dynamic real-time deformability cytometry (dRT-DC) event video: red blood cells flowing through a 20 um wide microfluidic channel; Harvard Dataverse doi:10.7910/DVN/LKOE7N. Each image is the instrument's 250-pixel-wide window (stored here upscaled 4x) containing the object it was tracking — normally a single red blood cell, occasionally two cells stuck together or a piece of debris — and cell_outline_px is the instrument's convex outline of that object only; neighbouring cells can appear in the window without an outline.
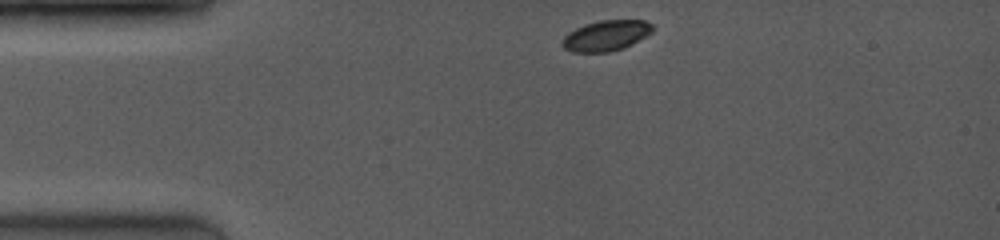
{"species": "common noctule bat (a hibernating species)", "species_latin": "Nyctalus noctula", "temperature_condition": "room temperature", "stored_images_in_passage": 47, "camera_frame_rate_fps": 4000, "um_per_image_px": 0.085, "animal": {"sex": "female", "body_mass_g": 19.0, "forearm_length_mm": 53.3}, "frame": {"image": 1, "passage_image": 1, "time_ms": 0.0, "image_size_px": [1000, 240], "cell_outline_px": [[652, 32], [624, 48], [608, 52], [572, 52], [564, 48], [560, 44], [564, 36], [568, 32], [584, 24], [600, 20], [644, 20], [652, 24]], "centroid_in_image_um": [51.48, 3.03], "position_along_channel_um": 33.5, "area_um2": 16.07}}
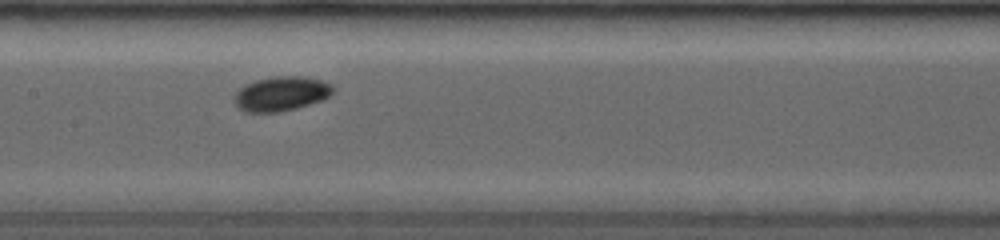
{"frame": {"image": 2, "passage_image": 20, "time_ms": 4.75, "image_size_px": [1000, 240], "cell_outline_px": [[332, 92], [328, 96], [320, 100], [296, 108], [280, 112], [244, 112], [236, 108], [236, 92], [240, 88], [248, 84], [260, 80], [276, 76], [296, 76], [320, 80], [328, 84], [332, 88]], "centroid_in_image_um": [23.86, 7.99], "position_along_channel_um": 183.5, "area_um2": 19.19}}
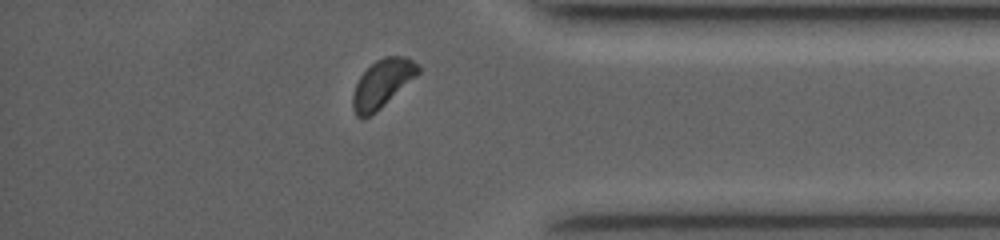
{"frame": {"image": 3, "passage_image": 42, "time_ms": 10.25, "image_size_px": [1000, 240], "cell_outline_px": [[420, 72], [376, 112], [364, 120], [360, 120], [356, 116], [352, 108], [352, 96], [356, 84], [360, 76], [376, 60], [384, 56], [404, 56], [412, 60], [420, 68]], "centroid_in_image_um": [32.45, 7.13], "position_along_channel_um": 402.8, "area_um2": 18.15}, "authors_computed_cell_mechanics": {"area_um2": 18.1492, "velocity_mm_per_s": 4.0886, "shape_relaxation_time_tau1_ms": null, "shape_relaxation_time_tau2_ms": 4.4718, "deformation_change_tau1": null, "deformation_change_tau2": 0.0493}}